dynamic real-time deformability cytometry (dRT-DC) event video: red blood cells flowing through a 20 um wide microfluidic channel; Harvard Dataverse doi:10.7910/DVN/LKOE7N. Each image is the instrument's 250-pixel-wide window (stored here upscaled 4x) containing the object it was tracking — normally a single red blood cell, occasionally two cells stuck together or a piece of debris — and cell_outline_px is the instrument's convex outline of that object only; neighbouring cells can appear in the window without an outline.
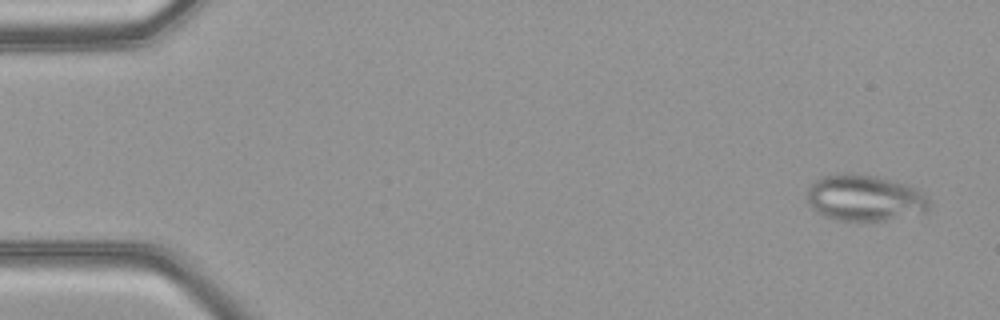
{"species": "common noctule bat (a hibernating species)", "species_latin": "Nyctalus noctula", "temperature_condition": "warm", "stored_images_in_passage": 50, "camera_frame_rate_fps": 3000, "um_per_image_px": 0.085, "animal": {"sex": "female", "body_mass_g": 21.9}, "frame": {"image": 1, "passage_image": 3, "time_ms": 0.667, "image_size_px": [1000, 320], "cell_outline_px": [[932, 204], [924, 212], [884, 220], [836, 220], [824, 216], [816, 212], [808, 204], [808, 188], [812, 180], [820, 176], [876, 176], [904, 184], [916, 188], [928, 196]], "centroid_in_image_um": [73.5, 16.85], "position_along_channel_um": 11.5, "area_um2": 32.25}}
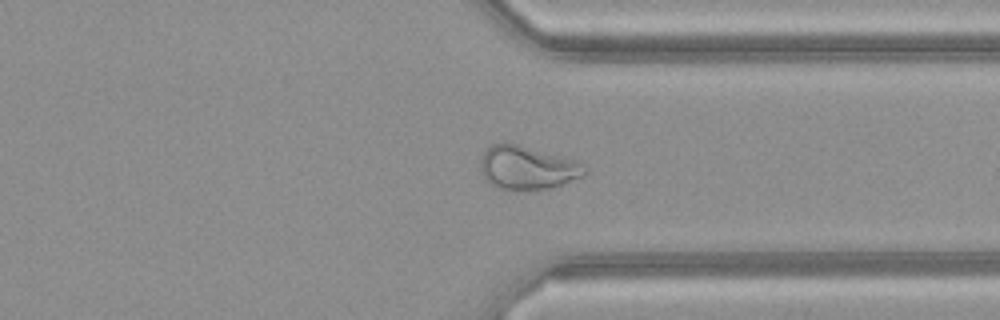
{"frame": {"image": 2, "passage_image": 38, "time_ms": 12.333, "image_size_px": [1000, 320], "cell_outline_px": [[588, 172], [584, 176], [564, 184], [552, 188], [520, 192], [496, 188], [480, 172], [480, 160], [484, 152], [492, 144], [504, 140], [520, 144], [576, 160], [588, 168]], "centroid_in_image_um": [44.83, 14.26], "position_along_channel_um": 366.6, "area_um2": 27.34}}
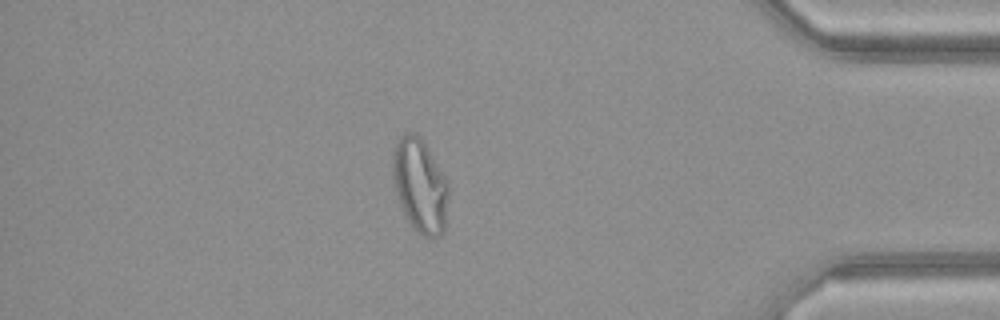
{"frame": {"image": 3, "passage_image": 43, "time_ms": 14.0, "image_size_px": [1000, 320], "cell_outline_px": [[448, 192], [444, 232], [440, 236], [424, 236], [416, 232], [412, 228], [404, 216], [400, 208], [396, 196], [392, 176], [392, 148], [400, 136], [404, 132], [416, 132], [420, 136], [428, 148], [448, 180]], "centroid_in_image_um": [35.66, 15.75], "position_along_channel_um": 399.5, "area_um2": 31.21}}